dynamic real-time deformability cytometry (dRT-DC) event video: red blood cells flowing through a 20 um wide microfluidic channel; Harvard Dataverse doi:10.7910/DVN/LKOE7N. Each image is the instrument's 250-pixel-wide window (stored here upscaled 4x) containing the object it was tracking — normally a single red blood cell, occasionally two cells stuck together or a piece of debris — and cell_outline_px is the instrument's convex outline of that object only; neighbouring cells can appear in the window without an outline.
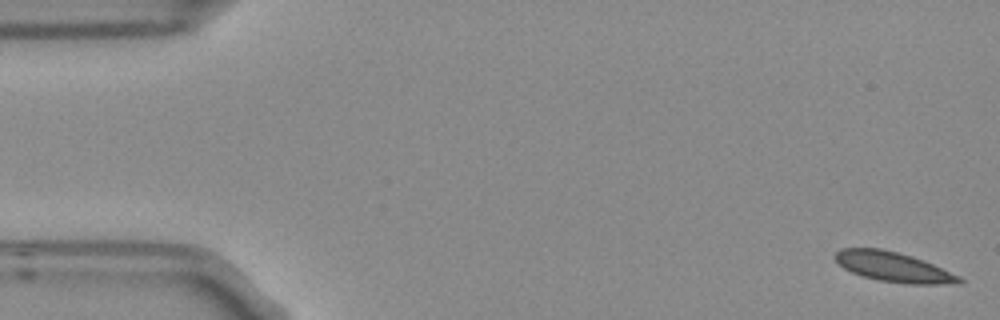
{"species": "Egyptian fruit bat (a non-hibernating species)", "species_latin": "Rousettus aegyptiacus", "temperature_condition": "room temperature", "stored_images_in_passage": 5, "camera_frame_rate_fps": 3000, "um_per_image_px": 0.085, "frame": {"image": 1, "passage_image": 1, "time_ms": 0.0, "image_size_px": [1000, 320], "cell_outline_px": [[964, 280], [960, 284], [908, 284], [880, 280], [864, 276], [852, 272], [844, 268], [832, 256], [840, 248], [880, 248], [912, 256], [932, 264], [960, 276]], "centroid_in_image_um": [75.94, 22.69], "position_along_channel_um": 9.1, "area_um2": 21.39}}
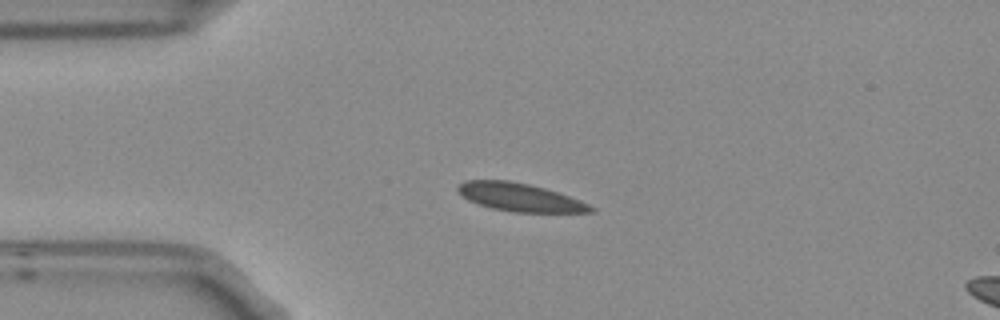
{"frame": {"image": 2, "passage_image": 4, "time_ms": 1.0, "image_size_px": [1000, 320], "cell_outline_px": [[596, 212], [512, 212], [492, 208], [468, 200], [456, 188], [464, 180], [508, 180], [528, 184], [544, 188], [580, 200], [596, 208]], "centroid_in_image_um": [44.2, 16.77], "position_along_channel_um": 40.8, "area_um2": 21.5}}